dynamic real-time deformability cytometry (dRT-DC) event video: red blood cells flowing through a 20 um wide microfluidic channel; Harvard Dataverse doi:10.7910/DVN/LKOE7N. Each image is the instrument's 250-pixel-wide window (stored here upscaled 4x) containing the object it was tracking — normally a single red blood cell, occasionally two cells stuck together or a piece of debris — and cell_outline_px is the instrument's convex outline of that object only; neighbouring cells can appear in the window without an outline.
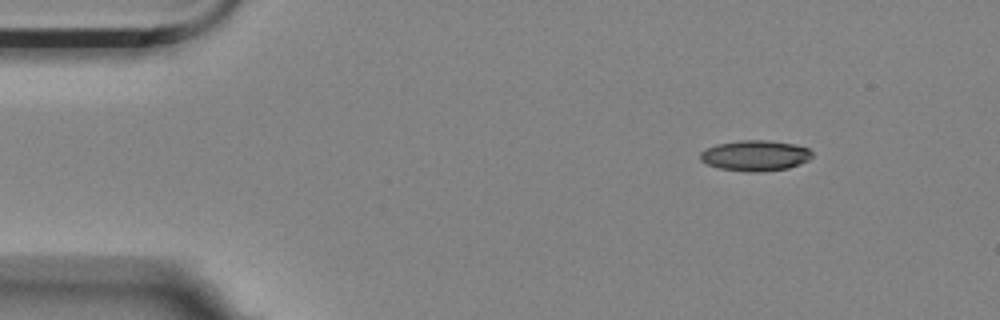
{"species": "Egyptian fruit bat (a non-hibernating species)", "species_latin": "Rousettus aegyptiacus", "temperature_condition": "room temperature", "stored_images_in_passage": 8, "camera_frame_rate_fps": 3000, "um_per_image_px": 0.085, "animal": {"sex": "female"}, "frame": {"image": 1, "passage_image": 1, "time_ms": 0.0, "image_size_px": [1000, 320], "cell_outline_px": [[812, 156], [808, 160], [800, 164], [788, 168], [760, 172], [748, 172], [720, 168], [708, 164], [700, 160], [700, 152], [716, 144], [740, 140], [768, 140], [792, 144], [808, 148], [812, 152]], "centroid_in_image_um": [64.19, 13.22], "position_along_channel_um": 20.8, "area_um2": 19.88}}
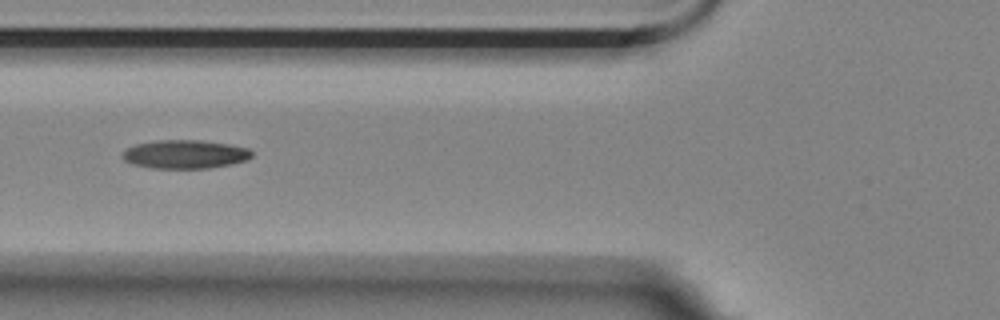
{"frame": {"image": 2, "passage_image": 5, "time_ms": 1.333, "image_size_px": [1000, 320], "cell_outline_px": [[252, 156], [248, 160], [232, 164], [208, 168], [152, 168], [132, 164], [124, 160], [120, 156], [128, 148], [136, 144], [156, 140], [200, 140], [228, 144], [248, 148], [252, 152]], "centroid_in_image_um": [15.73, 13.11], "position_along_channel_um": 110.1, "area_um2": 21.56}}
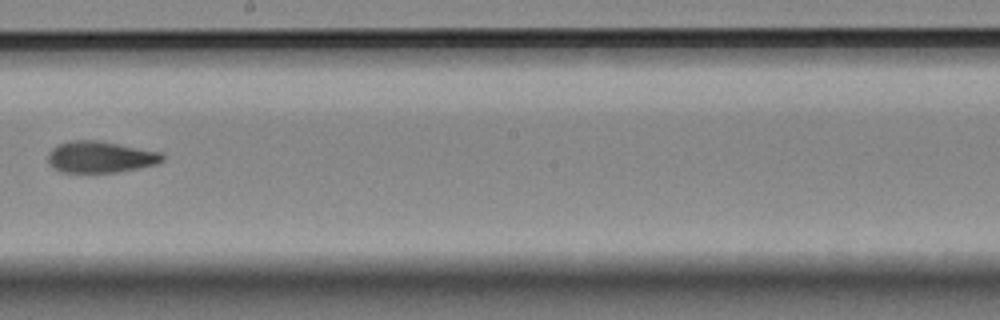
{"frame": {"image": 3, "passage_image": 8, "time_ms": 2.333, "image_size_px": [1000, 320], "cell_outline_px": [[164, 160], [156, 164], [116, 172], [60, 172], [48, 160], [48, 152], [52, 148], [68, 140], [100, 140], [160, 152], [164, 156]], "centroid_in_image_um": [8.53, 13.33], "position_along_channel_um": 239.7, "area_um2": 20.81}}